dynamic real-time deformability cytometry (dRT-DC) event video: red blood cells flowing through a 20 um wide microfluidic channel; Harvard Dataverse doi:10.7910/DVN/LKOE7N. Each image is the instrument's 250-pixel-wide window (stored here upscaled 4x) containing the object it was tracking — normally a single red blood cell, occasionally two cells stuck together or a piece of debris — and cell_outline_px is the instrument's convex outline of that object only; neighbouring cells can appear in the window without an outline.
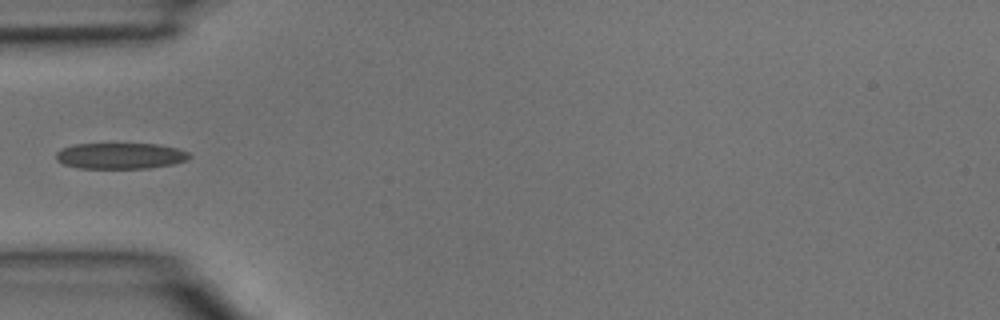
{"species": "common noctule bat (a hibernating species)", "species_latin": "Nyctalus noctula", "temperature_condition": "room temperature", "stored_images_in_passage": 5, "camera_frame_rate_fps": 3000, "um_per_image_px": 0.085, "animal": {"sex": "male", "body_mass_g": 15.6}, "frame": {"image": 1, "passage_image": 5, "time_ms": 1.333, "image_size_px": [1000, 320], "cell_outline_px": [[192, 156], [184, 160], [172, 164], [148, 168], [80, 168], [64, 164], [56, 160], [56, 152], [60, 148], [72, 144], [160, 144], [176, 148], [188, 152]], "centroid_in_image_um": [10.19, 13.24], "position_along_channel_um": 74.8, "area_um2": 20.17}}